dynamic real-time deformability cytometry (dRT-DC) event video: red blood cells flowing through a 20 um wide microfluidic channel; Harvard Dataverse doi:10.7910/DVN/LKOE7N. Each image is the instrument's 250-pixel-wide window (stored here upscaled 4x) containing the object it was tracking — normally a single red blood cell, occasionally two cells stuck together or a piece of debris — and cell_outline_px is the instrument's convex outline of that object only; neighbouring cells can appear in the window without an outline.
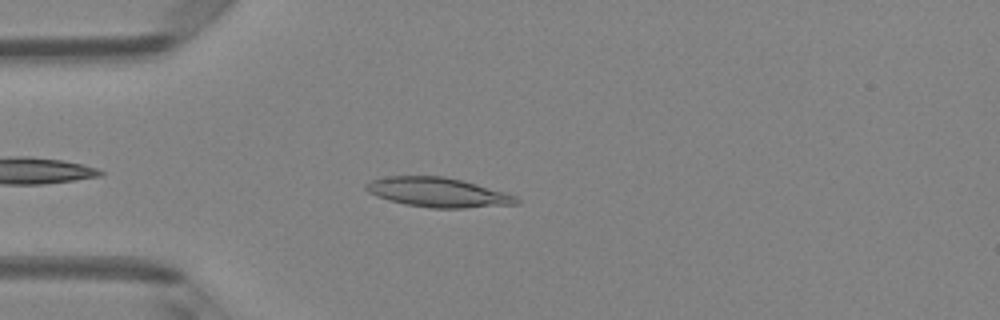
{"species": "Egyptian fruit bat (a non-hibernating species)", "species_latin": "Rousettus aegyptiacus", "temperature_condition": "room temperature", "stored_images_in_passage": 40, "camera_frame_rate_fps": 3000, "um_per_image_px": 0.085, "animal": {"sex": "female"}, "frame": {"image": 1, "passage_image": 4, "time_ms": 1.0, "image_size_px": [1000, 320], "cell_outline_px": [[520, 204], [464, 208], [432, 208], [404, 204], [376, 196], [368, 192], [364, 188], [364, 184], [372, 180], [388, 176], [444, 176], [476, 184], [504, 192], [516, 196], [520, 200]], "centroid_in_image_um": [37.21, 16.35], "position_along_channel_um": 47.8, "area_um2": 25.78}}
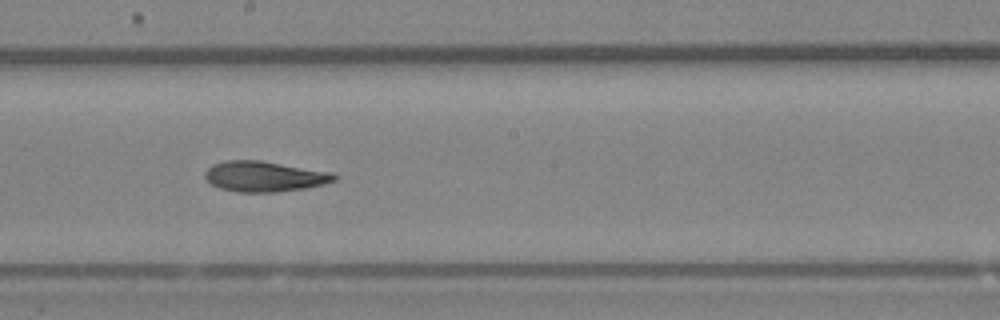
{"frame": {"image": 2, "passage_image": 18, "time_ms": 5.667, "image_size_px": [1000, 320], "cell_outline_px": [[340, 176], [336, 180], [324, 184], [304, 188], [276, 192], [236, 192], [220, 188], [212, 184], [204, 176], [204, 172], [212, 164], [224, 160], [260, 160], [336, 172]], "centroid_in_image_um": [22.52, 14.98], "position_along_channel_um": 225.7, "area_um2": 23.29}}
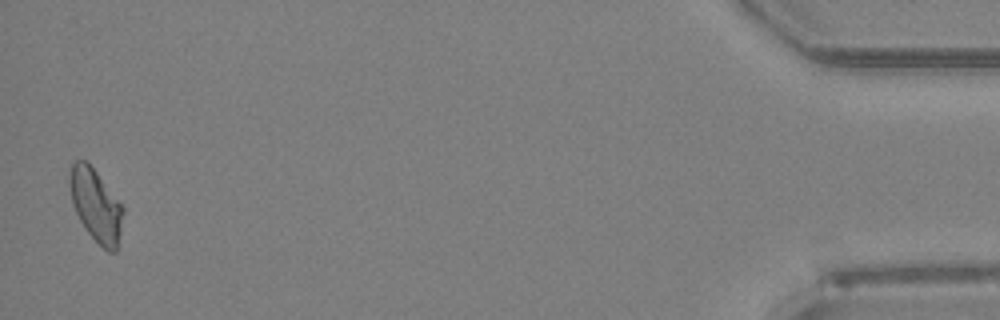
{"frame": {"image": 3, "passage_image": 39, "time_ms": 12.667, "image_size_px": [1000, 320], "cell_outline_px": [[124, 212], [116, 252], [108, 252], [88, 232], [80, 220], [72, 204], [68, 184], [68, 176], [72, 164], [76, 160], [88, 160], [124, 208]], "centroid_in_image_um": [8.13, 17.4], "position_along_channel_um": 427.1, "area_um2": 22.54}, "authors_computed_cell_mechanics": {"area_um2": 22.7154, "velocity_mm_per_s": 4.1427, "shape_relaxation_time_tau1_ms": null, "shape_relaxation_time_tau2_ms": 5.1233, "deformation_change_tau1": null, "deformation_change_tau2": 0.1352}}